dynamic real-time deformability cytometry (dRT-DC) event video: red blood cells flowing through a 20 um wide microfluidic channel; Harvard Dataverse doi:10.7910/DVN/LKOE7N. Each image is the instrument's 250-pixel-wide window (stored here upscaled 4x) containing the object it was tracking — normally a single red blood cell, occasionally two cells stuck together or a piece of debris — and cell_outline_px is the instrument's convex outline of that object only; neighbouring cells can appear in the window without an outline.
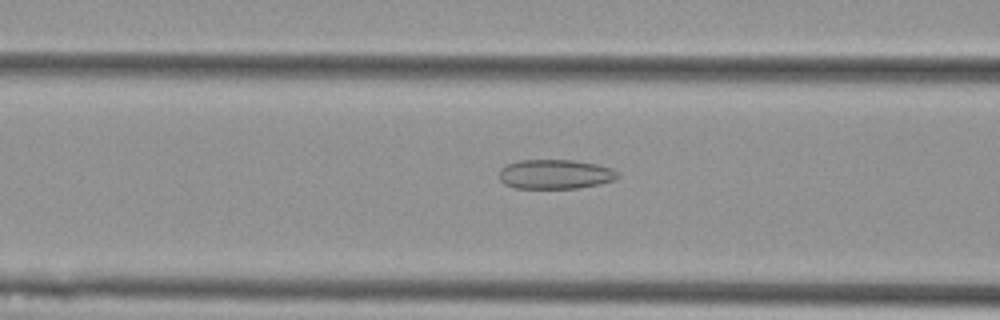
{"species": "Egyptian fruit bat (a non-hibernating species)", "species_latin": "Rousettus aegyptiacus", "temperature_condition": "cold", "stored_images_in_passage": 42, "camera_frame_rate_fps": 3000, "um_per_image_px": 0.085, "animal": {"sex": "female"}, "frame": {"image": 1, "passage_image": 18, "time_ms": 5.667, "image_size_px": [1000, 320], "cell_outline_px": [[620, 176], [616, 180], [600, 184], [576, 188], [516, 188], [504, 184], [500, 180], [500, 168], [508, 164], [520, 160], [572, 160], [596, 164], [612, 168]], "centroid_in_image_um": [47.2, 14.81], "position_along_channel_um": 119.4, "area_um2": 20.35}}
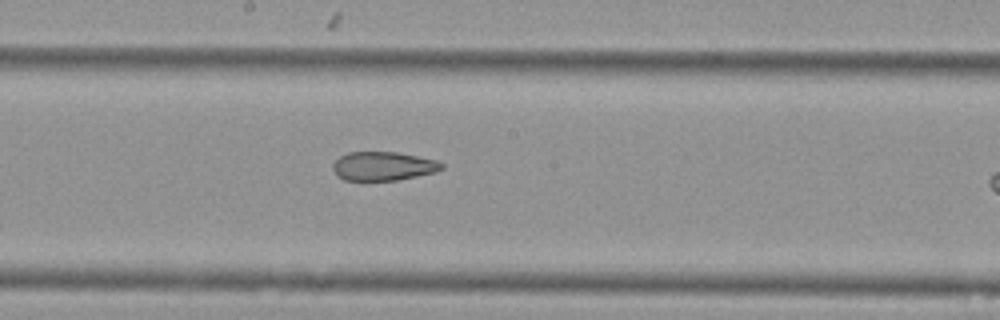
{"frame": {"image": 2, "passage_image": 26, "time_ms": 8.333, "image_size_px": [1000, 320], "cell_outline_px": [[444, 168], [436, 172], [396, 180], [344, 180], [336, 176], [332, 168], [332, 164], [340, 156], [348, 152], [396, 152], [436, 160], [444, 164]], "centroid_in_image_um": [32.55, 14.12], "position_along_channel_um": 215.7, "area_um2": 18.26}}
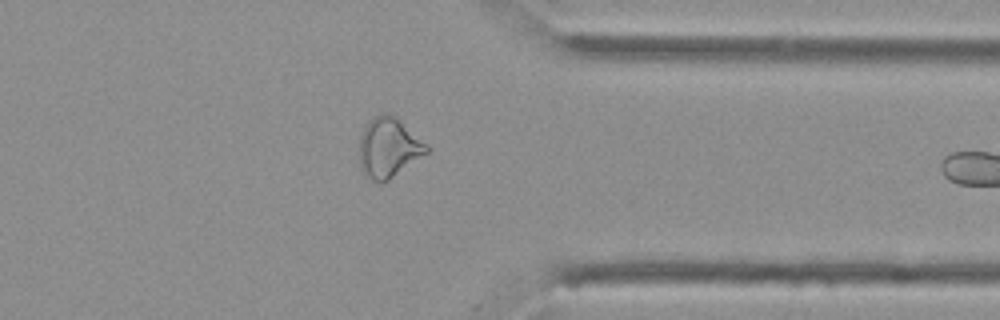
{"frame": {"image": 3, "passage_image": 40, "time_ms": 13.0, "image_size_px": [1000, 320], "cell_outline_px": [[432, 148], [428, 152], [388, 180], [380, 184], [372, 180], [368, 176], [360, 164], [360, 136], [368, 120], [372, 116], [384, 112], [396, 116], [428, 144]], "centroid_in_image_um": [33.06, 12.51], "position_along_channel_um": 378.3, "area_um2": 23.47}}